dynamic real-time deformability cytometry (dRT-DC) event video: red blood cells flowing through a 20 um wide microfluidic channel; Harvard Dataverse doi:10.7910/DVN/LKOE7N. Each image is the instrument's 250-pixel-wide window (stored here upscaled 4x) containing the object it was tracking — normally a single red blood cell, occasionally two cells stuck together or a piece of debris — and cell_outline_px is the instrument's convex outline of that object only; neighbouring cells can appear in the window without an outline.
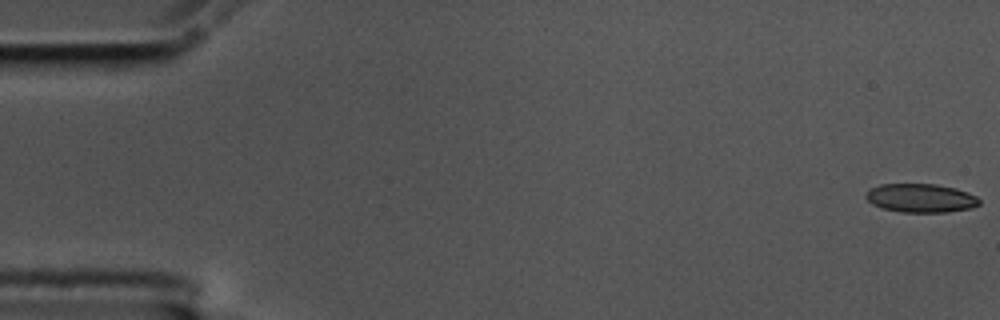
{"species": "common noctule bat (a hibernating species)", "species_latin": "Nyctalus noctula", "temperature_condition": "cold", "stored_images_in_passage": 58, "camera_frame_rate_fps": 3000, "um_per_image_px": 0.085, "animal": {"sex": "male", "body_mass_g": 17.5, "forearm_length_mm": 52.3}, "frame": {"image": 1, "passage_image": 1, "time_ms": 0.0, "image_size_px": [1000, 320], "cell_outline_px": [[980, 204], [972, 208], [948, 212], [900, 212], [884, 208], [872, 204], [864, 196], [864, 192], [868, 188], [880, 184], [936, 184], [956, 188], [968, 192], [976, 196], [980, 200]], "centroid_in_image_um": [78.25, 16.83], "position_along_channel_um": 6.8, "area_um2": 19.19}}
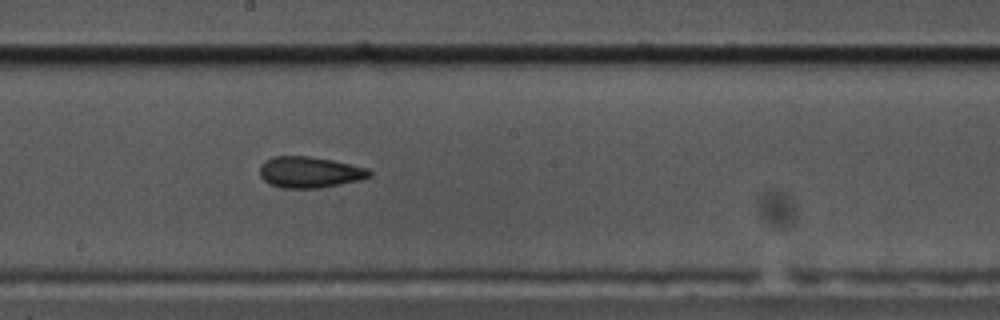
{"frame": {"image": 2, "passage_image": 32, "time_ms": 10.333, "image_size_px": [1000, 320], "cell_outline_px": [[372, 176], [360, 180], [320, 188], [284, 188], [272, 184], [264, 180], [260, 176], [260, 164], [264, 160], [272, 156], [308, 156], [332, 160], [368, 168], [372, 172]], "centroid_in_image_um": [26.32, 14.63], "position_along_channel_um": 221.9, "area_um2": 19.94}}
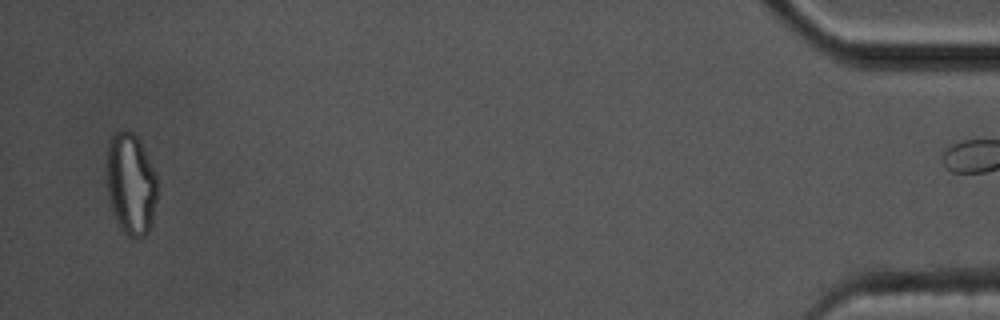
{"frame": {"image": 3, "passage_image": 57, "time_ms": 18.667, "image_size_px": [1000, 320], "cell_outline_px": [[156, 200], [152, 224], [148, 232], [144, 236], [136, 240], [128, 236], [120, 228], [116, 220], [108, 196], [108, 140], [116, 132], [124, 128], [132, 132], [140, 140], [156, 176]], "centroid_in_image_um": [11.13, 15.66], "position_along_channel_um": 424.1, "area_um2": 29.88}, "authors_computed_cell_mechanics": {"area_um2": 19.941, "velocity_mm_per_s": 3.4486, "shape_relaxation_time_tau1_ms": 4.3417, "shape_relaxation_time_tau2_ms": 3.6271, "deformation_change_tau1": 0.1354, "deformation_change_tau2": 0.1196}}